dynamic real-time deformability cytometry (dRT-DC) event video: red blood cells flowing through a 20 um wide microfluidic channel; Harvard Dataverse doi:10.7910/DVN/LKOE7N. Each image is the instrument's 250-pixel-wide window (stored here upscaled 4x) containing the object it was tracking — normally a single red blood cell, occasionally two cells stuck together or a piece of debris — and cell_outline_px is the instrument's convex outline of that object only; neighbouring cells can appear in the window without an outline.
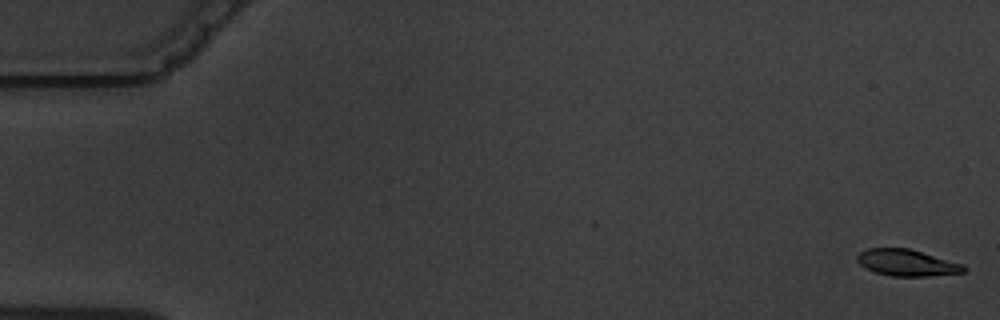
{"species": "common noctule bat (a hibernating species)", "species_latin": "Nyctalus noctula", "temperature_condition": "warm", "stored_images_in_passage": 6, "camera_frame_rate_fps": 3000, "um_per_image_px": 0.085, "animal": {"sex": "male", "body_mass_g": 19.5, "forearm_length_mm": 54.6}, "frame": {"image": 1, "passage_image": 1, "time_ms": 0.0, "image_size_px": [1000, 320], "cell_outline_px": [[968, 268], [964, 272], [928, 276], [892, 276], [876, 272], [864, 268], [856, 260], [856, 256], [860, 252], [868, 248], [908, 248], [964, 264]], "centroid_in_image_um": [77.08, 22.33], "position_along_channel_um": 7.9, "area_um2": 16.47}}
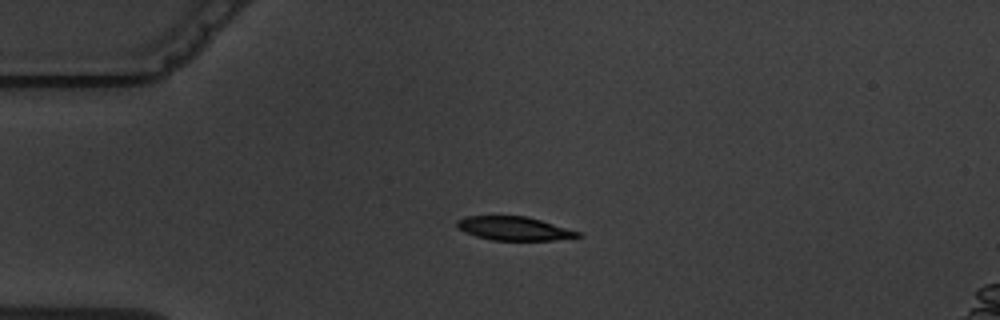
{"frame": {"image": 2, "passage_image": 4, "time_ms": 4.333, "image_size_px": [1000, 320], "cell_outline_px": [[584, 236], [552, 240], [492, 240], [476, 236], [464, 232], [456, 228], [456, 220], [464, 216], [528, 216], [580, 232]], "centroid_in_image_um": [43.65, 19.41], "position_along_channel_um": 41.3, "area_um2": 16.76}}
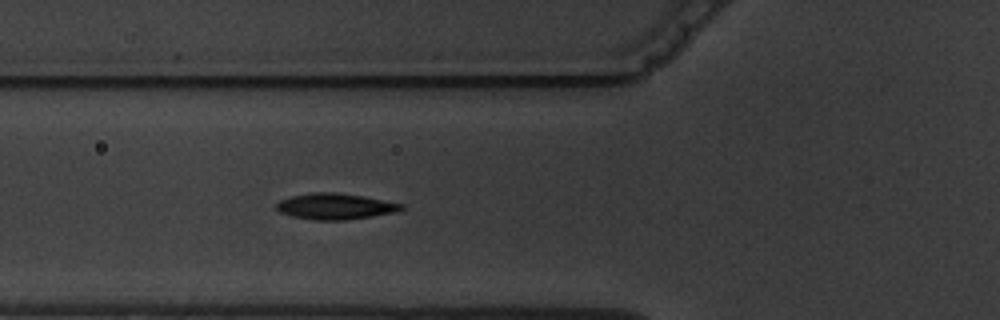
{"frame": {"image": 3, "passage_image": 6, "time_ms": 6.667, "image_size_px": [1000, 320], "cell_outline_px": [[404, 208], [396, 212], [372, 216], [344, 220], [312, 220], [292, 216], [280, 212], [276, 208], [276, 204], [280, 200], [292, 196], [312, 192], [336, 192], [364, 196], [404, 204]], "centroid_in_image_um": [28.5, 17.54], "position_along_channel_um": 97.3, "area_um2": 18.96}}